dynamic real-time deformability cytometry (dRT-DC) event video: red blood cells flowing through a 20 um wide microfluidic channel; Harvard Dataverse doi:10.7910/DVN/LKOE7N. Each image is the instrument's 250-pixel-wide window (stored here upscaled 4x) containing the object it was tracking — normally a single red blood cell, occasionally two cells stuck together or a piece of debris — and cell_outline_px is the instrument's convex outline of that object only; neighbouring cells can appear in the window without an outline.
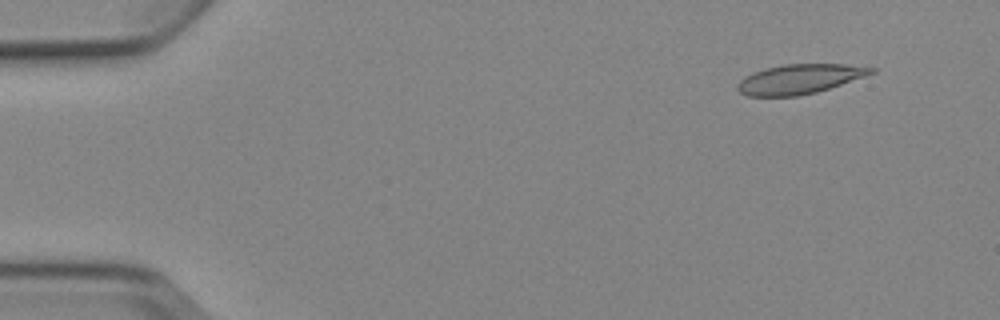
{"species": "Egyptian fruit bat (a non-hibernating species)", "species_latin": "Rousettus aegyptiacus", "temperature_condition": "cold", "stored_images_in_passage": 4, "camera_frame_rate_fps": 3000, "um_per_image_px": 0.085, "animal": {"sex": "female"}, "frame": {"image": 1, "passage_image": 2, "time_ms": 1.0, "image_size_px": [1000, 320], "cell_outline_px": [[876, 72], [816, 92], [796, 96], [748, 96], [740, 92], [736, 88], [736, 84], [744, 76], [752, 72], [764, 68], [784, 64], [844, 64], [876, 68]], "centroid_in_image_um": [67.9, 6.71], "position_along_channel_um": 17.1, "area_um2": 22.95}}